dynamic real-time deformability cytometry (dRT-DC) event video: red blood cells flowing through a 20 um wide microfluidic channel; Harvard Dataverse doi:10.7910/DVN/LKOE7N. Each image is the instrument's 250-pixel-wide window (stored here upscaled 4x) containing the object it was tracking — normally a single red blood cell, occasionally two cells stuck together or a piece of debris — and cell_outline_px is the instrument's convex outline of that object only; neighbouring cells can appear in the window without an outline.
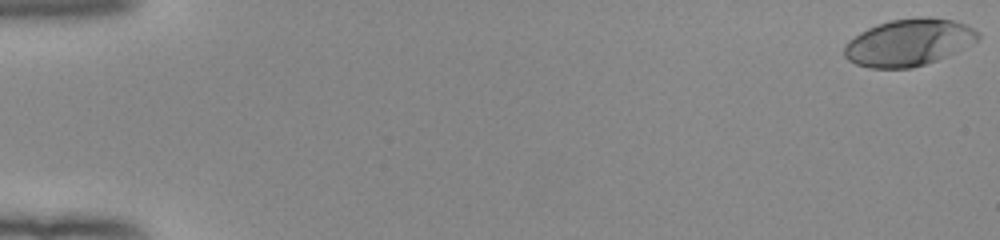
{"species": "human", "species_latin": "Homo sapiens", "temperature_condition": "room temperature", "stored_images_in_passage": 53, "camera_frame_rate_fps": 3000, "um_per_image_px": 0.085, "donor": {"sex": "female"}, "frame": {"image": 1, "passage_image": 1, "time_ms": 0.0, "image_size_px": [1000, 240], "cell_outline_px": [[980, 36], [976, 40], [956, 52], [936, 60], [912, 68], [872, 68], [856, 64], [848, 60], [844, 56], [844, 48], [848, 40], [860, 32], [876, 24], [888, 20], [920, 16], [928, 16], [952, 20], [964, 24], [980, 32]], "centroid_in_image_um": [77.21, 3.59], "position_along_channel_um": 7.8, "area_um2": 36.59}}
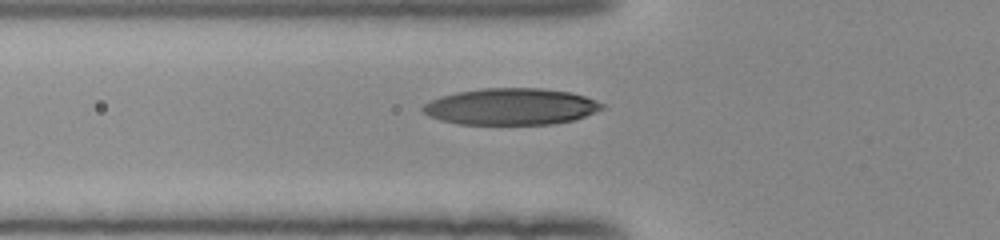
{"frame": {"image": 2, "passage_image": 20, "time_ms": 6.333, "image_size_px": [1000, 240], "cell_outline_px": [[604, 108], [584, 116], [572, 120], [552, 124], [460, 124], [440, 120], [428, 116], [420, 108], [424, 104], [440, 96], [456, 92], [484, 88], [540, 88], [572, 92], [596, 100], [604, 104]], "centroid_in_image_um": [43.42, 9.05], "position_along_channel_um": 82.4, "area_um2": 38.15}}
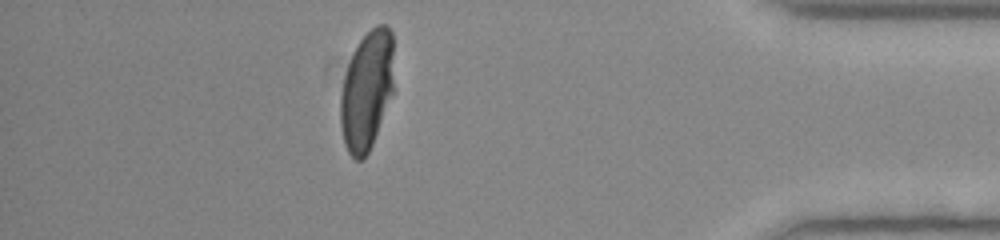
{"frame": {"image": 3, "passage_image": 47, "time_ms": 15.333, "image_size_px": [1000, 240], "cell_outline_px": [[392, 92], [372, 144], [364, 160], [356, 160], [348, 152], [344, 144], [340, 124], [340, 96], [344, 76], [352, 52], [360, 40], [376, 24], [388, 24], [392, 32]], "centroid_in_image_um": [31.14, 7.68], "position_along_channel_um": 404.1, "area_um2": 36.82}, "authors_computed_cell_mechanics": {"area_um2": 37.3388, "velocity_mm_per_s": 3.9888, "shape_relaxation_time_tau1_ms": 4.879, "shape_relaxation_time_tau2_ms": null, "deformation_change_tau1": 0.2259, "deformation_change_tau2": null}}